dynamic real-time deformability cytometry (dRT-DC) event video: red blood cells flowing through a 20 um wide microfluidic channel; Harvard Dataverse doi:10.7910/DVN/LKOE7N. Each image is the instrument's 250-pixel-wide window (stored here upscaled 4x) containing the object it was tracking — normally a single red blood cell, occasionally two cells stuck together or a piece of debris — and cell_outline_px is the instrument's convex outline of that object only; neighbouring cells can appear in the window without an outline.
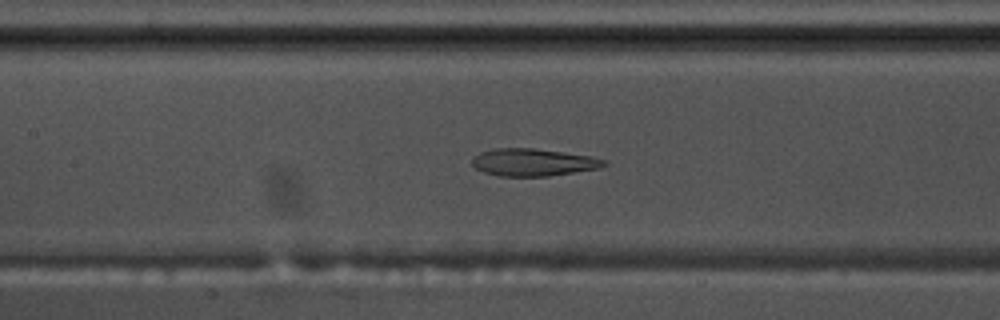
{"species": "common noctule bat (a hibernating species)", "species_latin": "Nyctalus noctula", "temperature_condition": "warm", "stored_images_in_passage": 56, "camera_frame_rate_fps": 3000, "um_per_image_px": 0.085, "animal": {"sex": "male", "body_mass_g": 17.5, "forearm_length_mm": 52.3}, "frame": {"image": 1, "passage_image": 26, "time_ms": 8.333, "image_size_px": [1000, 320], "cell_outline_px": [[608, 164], [596, 168], [548, 176], [500, 176], [484, 172], [476, 168], [472, 164], [472, 160], [480, 152], [496, 148], [532, 148], [592, 156], [608, 160]], "centroid_in_image_um": [45.33, 13.79], "position_along_channel_um": 162.1, "area_um2": 20.81}}
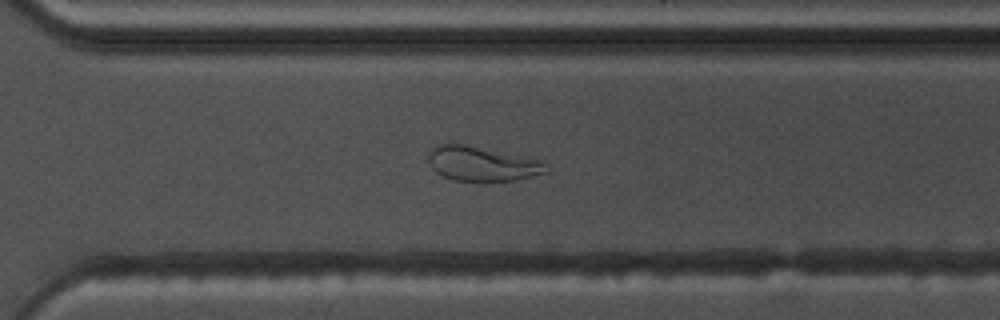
{"frame": {"image": 2, "passage_image": 40, "time_ms": 13.0, "image_size_px": [1000, 320], "cell_outline_px": [[548, 172], [532, 176], [512, 180], [484, 184], [476, 184], [452, 180], [436, 172], [432, 168], [428, 160], [428, 152], [436, 144], [464, 144], [540, 160], [544, 164]], "centroid_in_image_um": [40.91, 13.97], "position_along_channel_um": 329.7, "area_um2": 24.16}}
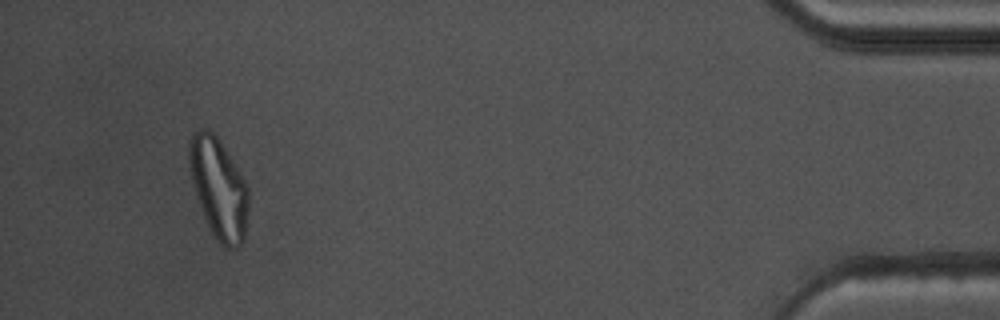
{"frame": {"image": 3, "passage_image": 53, "time_ms": 17.333, "image_size_px": [1000, 320], "cell_outline_px": [[248, 212], [244, 240], [236, 248], [228, 248], [216, 240], [204, 216], [192, 180], [188, 156], [188, 144], [192, 132], [200, 128], [204, 128], [212, 132], [220, 140], [240, 172], [248, 188]], "centroid_in_image_um": [18.59, 15.97], "position_along_channel_um": 416.6, "area_um2": 34.39}, "authors_computed_cell_mechanics": {"area_um2": 27.2527, "velocity_mm_per_s": 3.6039, "shape_relaxation_time_tau1_ms": null, "shape_relaxation_time_tau2_ms": 2.5565, "deformation_change_tau1": null, "deformation_change_tau2": 0.1094}}